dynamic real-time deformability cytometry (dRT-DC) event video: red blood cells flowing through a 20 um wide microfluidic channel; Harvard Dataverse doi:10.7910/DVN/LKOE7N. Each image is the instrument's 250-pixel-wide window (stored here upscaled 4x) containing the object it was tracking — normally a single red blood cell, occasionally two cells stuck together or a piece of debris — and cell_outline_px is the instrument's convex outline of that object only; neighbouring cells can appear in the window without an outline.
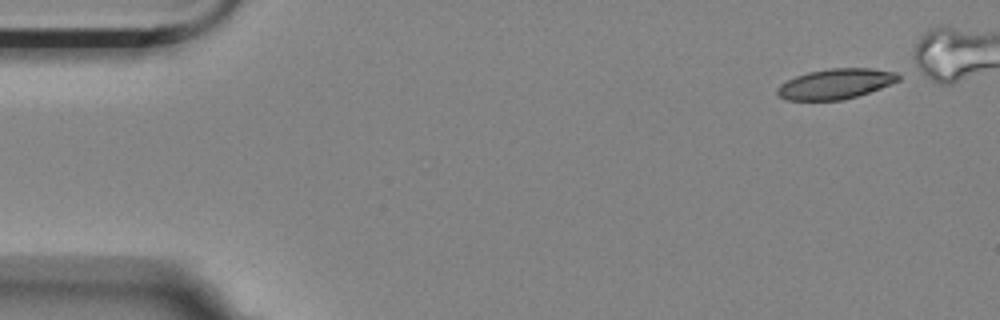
{"species": "Egyptian fruit bat (a non-hibernating species)", "species_latin": "Rousettus aegyptiacus", "temperature_condition": "room temperature", "stored_images_in_passage": 5, "camera_frame_rate_fps": 3000, "um_per_image_px": 0.085, "animal": {"sex": "female"}, "frame": {"image": 1, "passage_image": 1, "time_ms": 0.0, "image_size_px": [1000, 320], "cell_outline_px": [[900, 80], [880, 88], [844, 100], [788, 100], [780, 96], [776, 92], [776, 88], [780, 84], [796, 76], [808, 72], [828, 68], [872, 68], [896, 72], [900, 76]], "centroid_in_image_um": [71.02, 7.12], "position_along_channel_um": 14.0, "area_um2": 21.27}}